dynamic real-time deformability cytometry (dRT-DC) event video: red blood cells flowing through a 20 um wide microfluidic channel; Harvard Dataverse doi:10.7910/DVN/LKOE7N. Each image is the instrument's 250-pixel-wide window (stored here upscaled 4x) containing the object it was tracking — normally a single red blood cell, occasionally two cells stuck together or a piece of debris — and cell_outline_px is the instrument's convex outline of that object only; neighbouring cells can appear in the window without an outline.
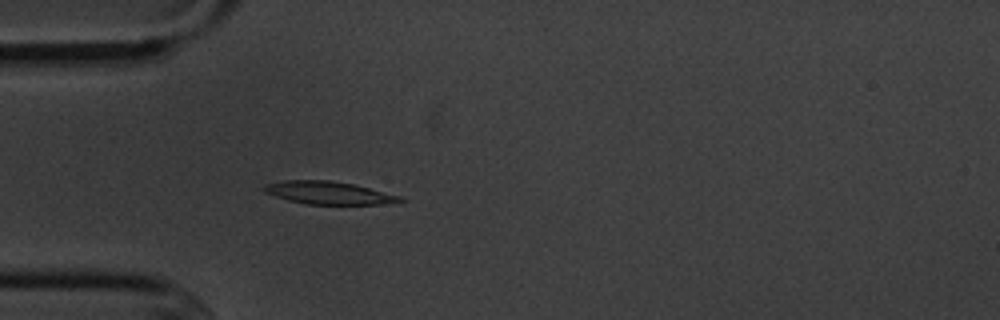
{"species": "common noctule bat (a hibernating species)", "species_latin": "Nyctalus noctula", "temperature_condition": "cold", "stored_images_in_passage": 3, "camera_frame_rate_fps": 3000, "um_per_image_px": 0.085, "animal": {"sex": "male", "body_mass_g": 20.1, "forearm_length_mm": 53.5}, "frame": {"image": 1, "passage_image": 3, "time_ms": 2.333, "image_size_px": [1000, 320], "cell_outline_px": [[404, 200], [376, 204], [304, 204], [288, 200], [264, 192], [264, 184], [284, 180], [328, 180], [352, 184], [400, 196]], "centroid_in_image_um": [27.84, 16.38], "position_along_channel_um": 57.2, "area_um2": 17.63}}